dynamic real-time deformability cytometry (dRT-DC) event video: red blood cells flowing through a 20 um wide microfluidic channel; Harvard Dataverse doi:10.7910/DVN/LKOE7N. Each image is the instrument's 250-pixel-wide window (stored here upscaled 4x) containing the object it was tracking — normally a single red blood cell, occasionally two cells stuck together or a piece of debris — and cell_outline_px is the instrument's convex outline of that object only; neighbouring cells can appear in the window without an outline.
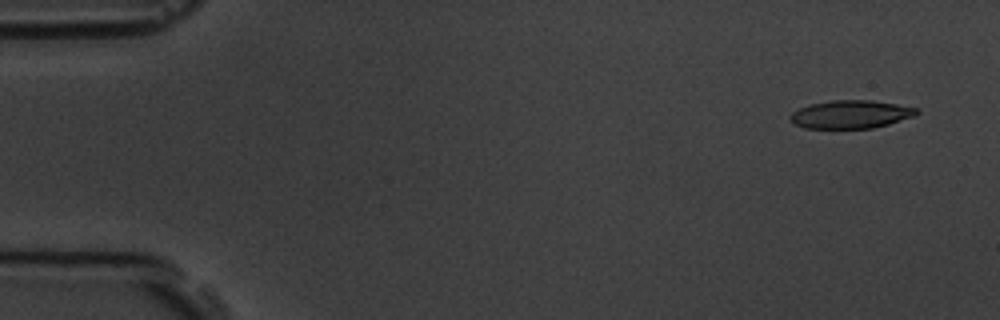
{"species": "common noctule bat (a hibernating species)", "species_latin": "Nyctalus noctula", "temperature_condition": "room temperature", "stored_images_in_passage": 4, "camera_frame_rate_fps": 3000, "um_per_image_px": 0.085, "animal": {"sex": "male", "body_mass_g": 19.5, "forearm_length_mm": 54.6}, "frame": {"image": 1, "passage_image": 1, "time_ms": 0.0, "image_size_px": [1000, 320], "cell_outline_px": [[920, 112], [916, 116], [888, 124], [872, 128], [804, 128], [796, 124], [788, 116], [792, 112], [808, 104], [832, 100], [872, 100], [896, 104], [916, 108]], "centroid_in_image_um": [72.32, 9.71], "position_along_channel_um": 12.7, "area_um2": 20.69}}
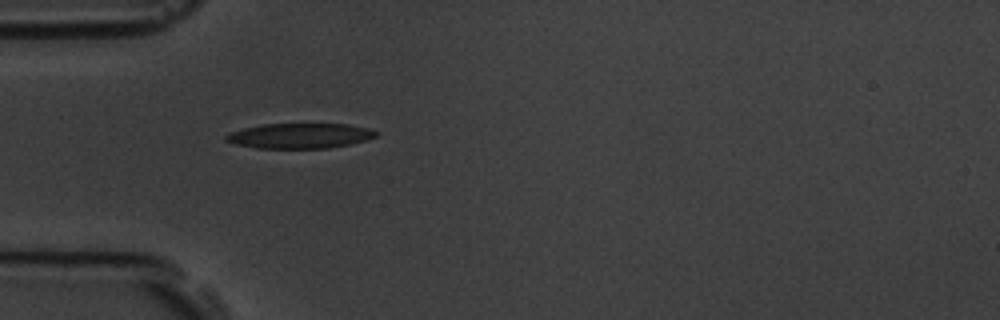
{"frame": {"image": 2, "passage_image": 4, "time_ms": 4.333, "image_size_px": [1000, 320], "cell_outline_px": [[380, 132], [376, 136], [364, 140], [348, 144], [328, 148], [256, 148], [236, 144], [224, 140], [224, 136], [228, 132], [244, 128], [264, 124], [348, 124], [368, 128]], "centroid_in_image_um": [25.45, 11.54], "position_along_channel_um": 59.5, "area_um2": 21.91}}